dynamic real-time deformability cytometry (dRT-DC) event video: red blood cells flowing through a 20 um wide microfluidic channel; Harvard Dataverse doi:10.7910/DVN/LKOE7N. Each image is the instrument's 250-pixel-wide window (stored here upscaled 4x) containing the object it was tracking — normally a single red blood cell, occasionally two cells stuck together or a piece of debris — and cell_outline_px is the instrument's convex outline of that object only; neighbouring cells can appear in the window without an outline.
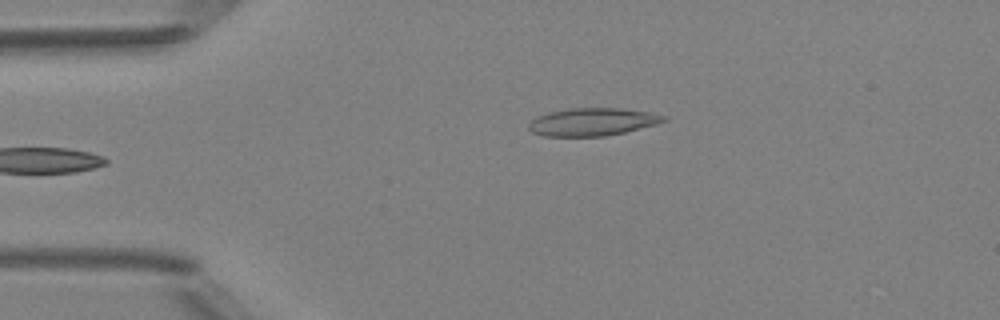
{"species": "Egyptian fruit bat (a non-hibernating species)", "species_latin": "Rousettus aegyptiacus", "temperature_condition": "room temperature", "stored_images_in_passage": 5, "camera_frame_rate_fps": 3000, "um_per_image_px": 0.085, "animal": {"sex": "female"}, "frame": {"image": 1, "passage_image": 5, "time_ms": 4.333, "image_size_px": [1000, 320], "cell_outline_px": [[668, 120], [656, 124], [624, 132], [604, 136], [544, 136], [532, 132], [528, 128], [528, 124], [536, 116], [548, 112], [568, 108], [620, 108], [648, 112], [668, 116]], "centroid_in_image_um": [50.34, 10.35], "position_along_channel_um": 34.7, "area_um2": 21.85}}